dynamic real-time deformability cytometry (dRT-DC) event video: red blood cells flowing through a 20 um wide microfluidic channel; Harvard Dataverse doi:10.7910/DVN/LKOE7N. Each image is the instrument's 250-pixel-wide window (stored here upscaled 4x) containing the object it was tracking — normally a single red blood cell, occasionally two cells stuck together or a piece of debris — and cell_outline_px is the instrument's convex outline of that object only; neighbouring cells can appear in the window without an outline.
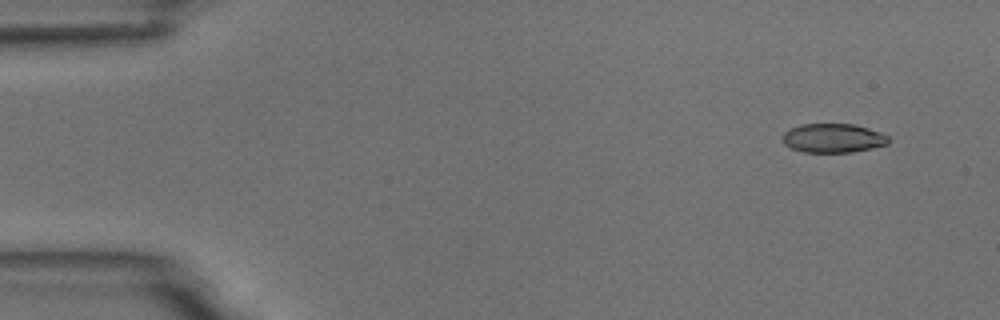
{"species": "common noctule bat (a hibernating species)", "species_latin": "Nyctalus noctula", "temperature_condition": "room temperature", "stored_images_in_passage": 6, "camera_frame_rate_fps": 3000, "um_per_image_px": 0.085, "animal": {"sex": "male", "body_mass_g": 18.8}, "frame": {"image": 1, "passage_image": 1, "time_ms": 0.0, "image_size_px": [1000, 320], "cell_outline_px": [[888, 144], [872, 148], [852, 152], [804, 152], [792, 148], [784, 144], [784, 132], [800, 124], [852, 124], [868, 128], [880, 132], [888, 136]], "centroid_in_image_um": [70.83, 11.74], "position_along_channel_um": 14.2, "area_um2": 17.74}}
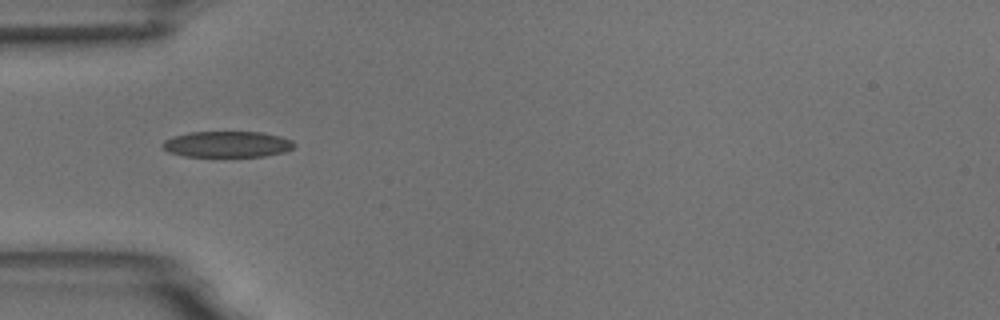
{"frame": {"image": 2, "passage_image": 4, "time_ms": 4.333, "image_size_px": [1000, 320], "cell_outline_px": [[296, 144], [292, 148], [284, 152], [264, 156], [184, 156], [168, 152], [160, 144], [164, 140], [172, 136], [188, 132], [260, 132], [280, 136], [292, 140]], "centroid_in_image_um": [19.28, 12.25], "position_along_channel_um": 65.7, "area_um2": 20.0}}